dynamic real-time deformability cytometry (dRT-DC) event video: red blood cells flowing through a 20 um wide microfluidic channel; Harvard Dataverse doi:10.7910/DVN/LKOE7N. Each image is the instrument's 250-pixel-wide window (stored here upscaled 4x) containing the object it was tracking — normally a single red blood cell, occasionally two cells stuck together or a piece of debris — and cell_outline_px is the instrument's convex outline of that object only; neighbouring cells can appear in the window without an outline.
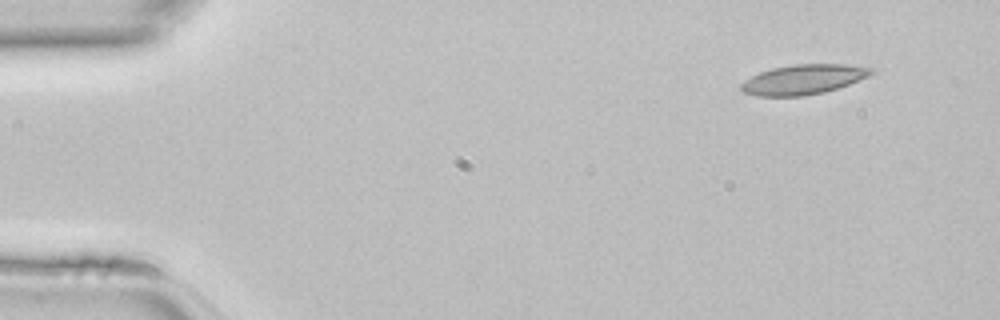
{"species": "common noctule bat (a hibernating species)", "species_latin": "Nyctalus noctula", "temperature_condition": "room temperature", "stored_images_in_passage": 42, "camera_frame_rate_fps": 3000, "um_per_image_px": 0.085, "animal": {"sex": "female", "body_mass_g": 22.7, "forearm_length_mm": 54.2}, "frame": {"image": 1, "passage_image": 1, "time_ms": 0.0, "image_size_px": [1000, 320], "cell_outline_px": [[876, 72], [868, 76], [848, 84], [824, 92], [804, 96], [756, 96], [744, 92], [740, 88], [740, 84], [744, 80], [760, 72], [772, 68], [792, 64], [844, 64], [872, 68]], "centroid_in_image_um": [68.26, 6.75], "position_along_channel_um": 16.7, "area_um2": 22.54}}
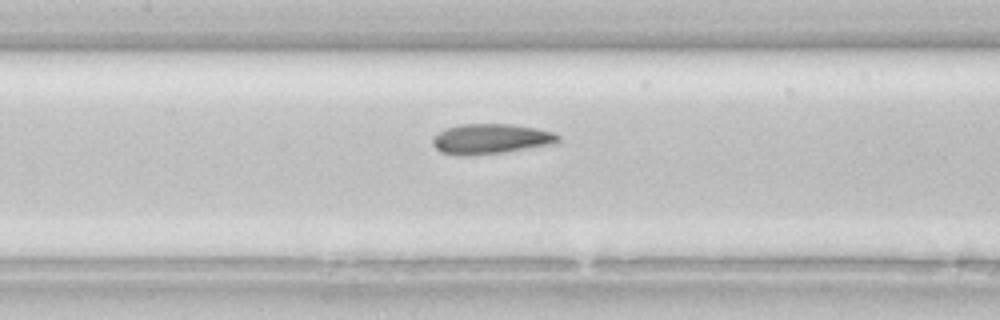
{"frame": {"image": 2, "passage_image": 18, "time_ms": 5.667, "image_size_px": [1000, 320], "cell_outline_px": [[560, 140], [552, 144], [504, 152], [464, 156], [440, 152], [432, 144], [432, 140], [440, 132], [448, 128], [460, 124], [512, 124], [536, 128], [552, 132], [560, 136]], "centroid_in_image_um": [41.72, 11.8], "position_along_channel_um": 165.7, "area_um2": 21.79}}
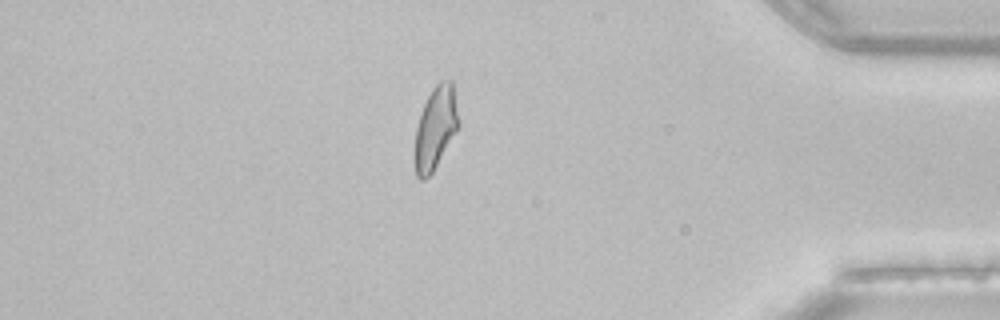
{"frame": {"image": 3, "passage_image": 36, "time_ms": 11.667, "image_size_px": [1000, 320], "cell_outline_px": [[460, 124], [456, 132], [432, 172], [424, 180], [420, 180], [416, 176], [416, 128], [424, 104], [432, 88], [440, 80], [452, 80]], "centroid_in_image_um": [37.04, 10.83], "position_along_channel_um": 398.2, "area_um2": 20.63}}